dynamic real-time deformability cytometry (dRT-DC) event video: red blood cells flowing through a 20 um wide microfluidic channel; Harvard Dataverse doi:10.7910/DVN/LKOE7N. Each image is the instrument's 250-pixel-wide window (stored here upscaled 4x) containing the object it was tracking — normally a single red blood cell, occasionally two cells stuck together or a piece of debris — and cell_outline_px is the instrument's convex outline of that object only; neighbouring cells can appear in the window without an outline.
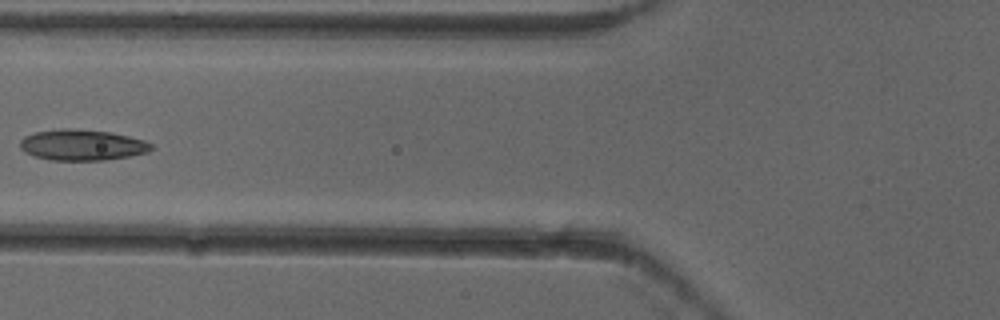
{"species": "common noctule bat (a hibernating species)", "species_latin": "Nyctalus noctula", "temperature_condition": "cold", "stored_images_in_passage": 6, "camera_frame_rate_fps": 3000, "um_per_image_px": 0.085, "animal": {"sex": "female"}, "frame": {"image": 1, "passage_image": 5, "time_ms": 1.333, "image_size_px": [1000, 320], "cell_outline_px": [[152, 148], [148, 152], [128, 156], [104, 160], [48, 160], [24, 152], [20, 148], [20, 140], [24, 136], [36, 132], [60, 128], [72, 128], [112, 132], [144, 140], [152, 144]], "centroid_in_image_um": [6.96, 12.31], "position_along_channel_um": 118.8, "area_um2": 23.64}}
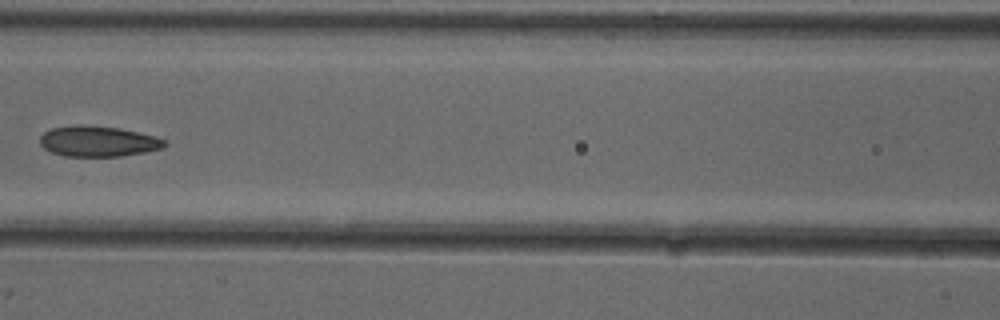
{"frame": {"image": 2, "passage_image": 6, "time_ms": 1.667, "image_size_px": [1000, 320], "cell_outline_px": [[168, 144], [160, 148], [144, 152], [120, 156], [64, 156], [52, 152], [44, 148], [40, 144], [40, 136], [44, 132], [52, 128], [76, 124], [80, 124], [120, 128], [156, 136], [168, 140]], "centroid_in_image_um": [8.34, 12.0], "position_along_channel_um": 158.3, "area_um2": 22.31}}